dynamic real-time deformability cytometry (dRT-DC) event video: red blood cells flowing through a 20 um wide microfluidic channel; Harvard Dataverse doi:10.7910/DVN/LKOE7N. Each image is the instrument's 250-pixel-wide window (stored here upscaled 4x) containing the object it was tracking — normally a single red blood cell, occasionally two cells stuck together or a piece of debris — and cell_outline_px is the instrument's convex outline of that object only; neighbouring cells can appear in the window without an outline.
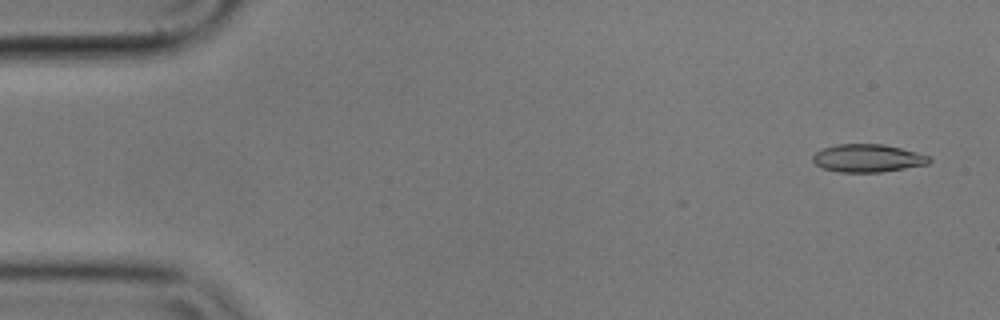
{"species": "common noctule bat (a hibernating species)", "species_latin": "Nyctalus noctula", "temperature_condition": "cold", "stored_images_in_passage": 8, "camera_frame_rate_fps": 3000, "um_per_image_px": 0.085, "animal": {"sex": "male", "body_mass_g": 17.9}, "frame": {"image": 1, "passage_image": 3, "time_ms": 0.667, "image_size_px": [1000, 320], "cell_outline_px": [[932, 160], [928, 164], [880, 172], [840, 172], [824, 168], [816, 164], [812, 160], [812, 156], [820, 148], [836, 144], [884, 144], [916, 152], [928, 156]], "centroid_in_image_um": [73.72, 13.43], "position_along_channel_um": 11.3, "area_um2": 18.84}}